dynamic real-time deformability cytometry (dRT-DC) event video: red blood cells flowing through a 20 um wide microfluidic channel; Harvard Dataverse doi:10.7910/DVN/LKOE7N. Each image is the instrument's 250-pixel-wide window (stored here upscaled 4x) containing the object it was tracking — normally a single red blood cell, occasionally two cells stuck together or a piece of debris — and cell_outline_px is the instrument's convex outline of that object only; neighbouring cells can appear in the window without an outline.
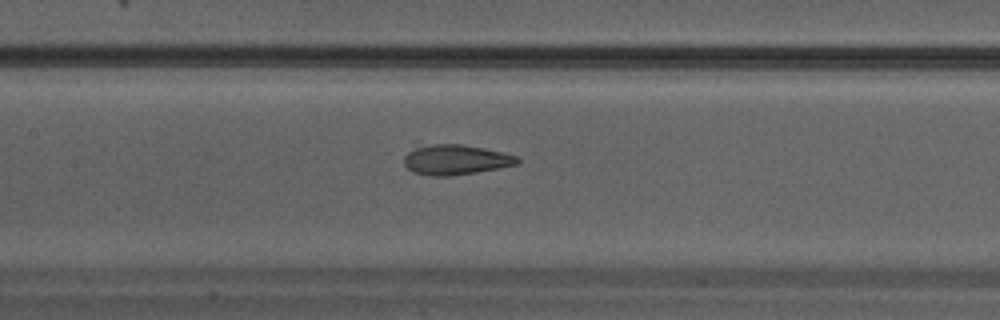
{"species": "Egyptian fruit bat (a non-hibernating species)", "species_latin": "Rousettus aegyptiacus", "temperature_condition": "warm", "stored_images_in_passage": 26, "camera_frame_rate_fps": 3000, "um_per_image_px": 0.085, "animal": {"sex": "male"}, "frame": {"image": 1, "passage_image": 8, "time_ms": 2.333, "image_size_px": [1000, 320], "cell_outline_px": [[520, 160], [516, 164], [496, 168], [448, 176], [432, 176], [412, 172], [404, 164], [404, 156], [412, 140], [416, 140], [460, 144], [484, 148], [516, 156]], "centroid_in_image_um": [38.49, 13.49], "position_along_channel_um": 168.9, "area_um2": 20.75}}
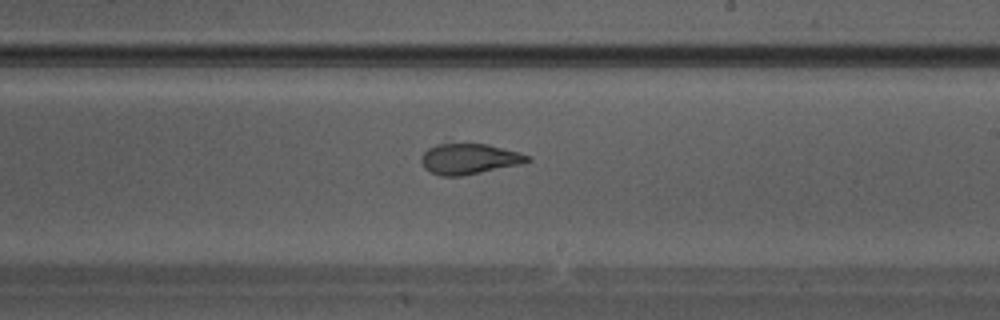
{"frame": {"image": 2, "passage_image": 12, "time_ms": 3.667, "image_size_px": [1000, 320], "cell_outline_px": [[532, 160], [520, 164], [464, 176], [440, 176], [424, 168], [420, 160], [420, 156], [428, 148], [436, 144], [488, 144], [532, 156]], "centroid_in_image_um": [39.87, 13.51], "position_along_channel_um": 249.1, "area_um2": 18.96}}